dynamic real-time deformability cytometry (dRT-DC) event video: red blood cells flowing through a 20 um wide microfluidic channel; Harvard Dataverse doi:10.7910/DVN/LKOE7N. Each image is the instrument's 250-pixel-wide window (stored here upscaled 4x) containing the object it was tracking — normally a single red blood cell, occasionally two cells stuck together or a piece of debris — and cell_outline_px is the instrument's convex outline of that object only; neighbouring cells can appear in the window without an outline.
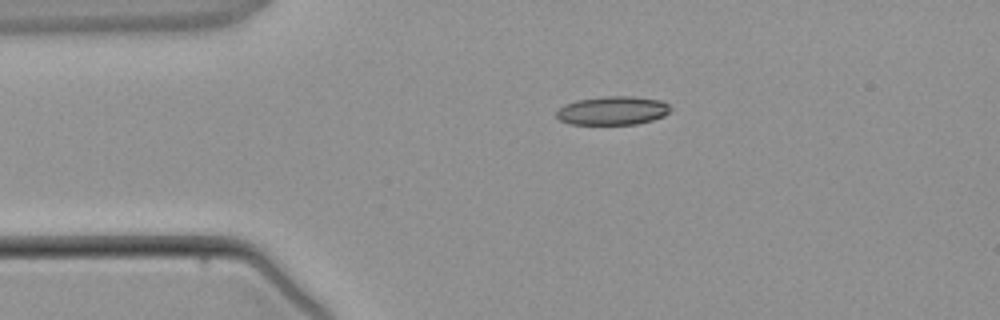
{"species": "common noctule bat (a hibernating species)", "species_latin": "Nyctalus noctula", "temperature_condition": "warm", "stored_images_in_passage": 3, "camera_frame_rate_fps": 3000, "um_per_image_px": 0.085, "animal": {"sex": "male", "body_mass_g": 21.5, "forearm_length_mm": 52.0}, "frame": {"image": 1, "passage_image": 1, "time_ms": 0.0, "image_size_px": [1000, 320], "cell_outline_px": [[672, 108], [664, 116], [652, 120], [636, 124], [568, 124], [560, 120], [556, 116], [556, 112], [564, 104], [576, 100], [604, 96], [632, 96], [660, 100], [668, 104]], "centroid_in_image_um": [52.06, 9.4], "position_along_channel_um": 32.9, "area_um2": 19.07}}